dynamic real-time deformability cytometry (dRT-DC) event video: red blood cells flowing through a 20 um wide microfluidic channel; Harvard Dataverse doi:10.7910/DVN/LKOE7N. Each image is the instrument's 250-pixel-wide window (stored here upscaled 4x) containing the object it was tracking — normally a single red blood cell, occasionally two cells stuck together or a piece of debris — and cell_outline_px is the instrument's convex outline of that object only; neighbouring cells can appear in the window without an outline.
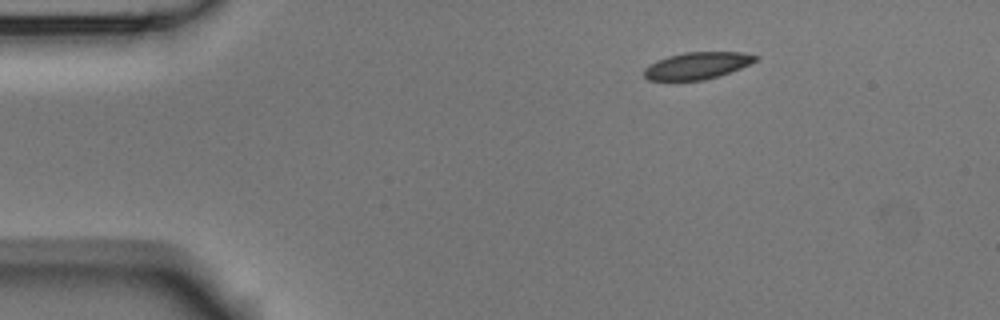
{"species": "Egyptian fruit bat (a non-hibernating species)", "species_latin": "Rousettus aegyptiacus", "temperature_condition": "room temperature", "stored_images_in_passage": 3, "camera_frame_rate_fps": 3000, "um_per_image_px": 0.085, "animal": {"sex": "male"}, "frame": {"image": 1, "passage_image": 1, "time_ms": 0.0, "image_size_px": [1000, 320], "cell_outline_px": [[760, 56], [756, 60], [740, 68], [720, 76], [704, 80], [648, 80], [644, 76], [644, 68], [648, 64], [656, 60], [668, 56], [684, 52], [744, 52]], "centroid_in_image_um": [59.24, 5.57], "position_along_channel_um": 25.8, "area_um2": 17.57}}
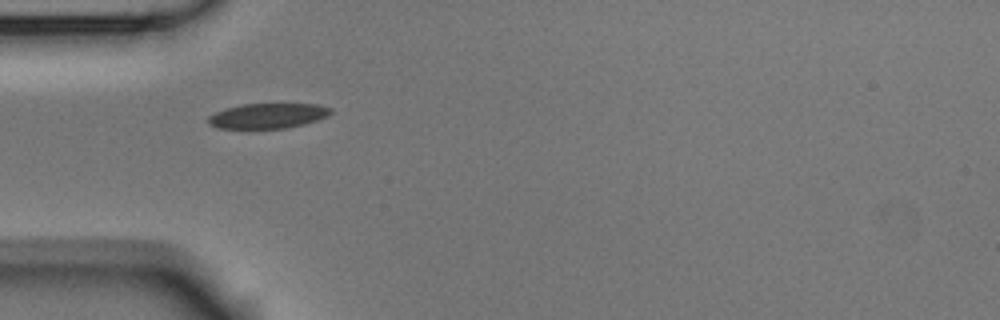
{"frame": {"image": 2, "passage_image": 3, "time_ms": 0.667, "image_size_px": [1000, 320], "cell_outline_px": [[332, 112], [328, 116], [304, 124], [284, 128], [216, 128], [208, 124], [208, 116], [224, 108], [240, 104], [316, 104], [332, 108]], "centroid_in_image_um": [22.74, 9.84], "position_along_channel_um": 62.3, "area_um2": 17.92}}